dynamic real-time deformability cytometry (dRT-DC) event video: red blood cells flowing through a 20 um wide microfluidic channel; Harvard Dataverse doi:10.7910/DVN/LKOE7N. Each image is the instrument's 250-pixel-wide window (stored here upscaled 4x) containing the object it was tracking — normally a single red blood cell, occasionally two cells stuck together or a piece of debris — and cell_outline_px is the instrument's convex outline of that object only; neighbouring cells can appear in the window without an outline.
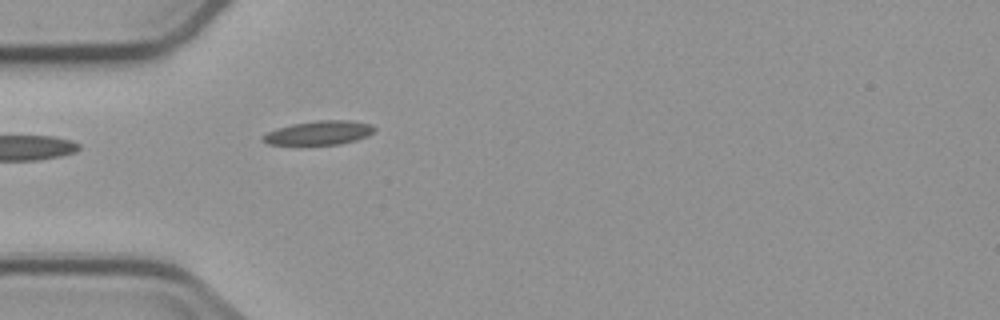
{"species": "common noctule bat (a hibernating species)", "species_latin": "Nyctalus noctula", "temperature_condition": "cold", "stored_images_in_passage": 1, "camera_frame_rate_fps": 3000, "um_per_image_px": 0.085, "animal": {"sex": "male", "body_mass_g": 23.1, "forearm_length_mm": 52.7}, "frame": {"image": 1, "passage_image": 1, "time_ms": 0.0, "image_size_px": [1000, 320], "cell_outline_px": [[376, 128], [368, 136], [356, 140], [340, 144], [268, 144], [260, 140], [260, 136], [276, 128], [292, 124], [316, 120], [352, 120], [372, 124]], "centroid_in_image_um": [27.11, 11.28], "position_along_channel_um": 57.9, "area_um2": 15.66}}